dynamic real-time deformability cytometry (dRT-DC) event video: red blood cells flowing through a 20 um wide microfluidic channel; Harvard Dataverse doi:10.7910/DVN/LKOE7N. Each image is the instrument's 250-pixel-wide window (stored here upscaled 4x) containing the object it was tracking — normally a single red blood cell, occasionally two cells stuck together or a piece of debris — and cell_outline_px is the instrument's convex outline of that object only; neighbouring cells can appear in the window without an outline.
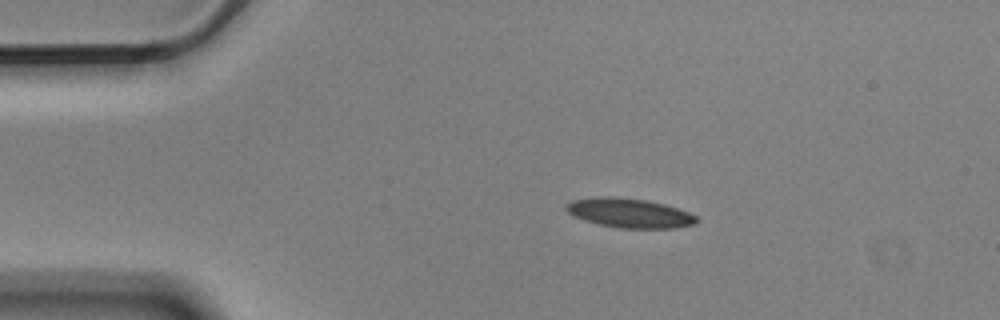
{"species": "Egyptian fruit bat (a non-hibernating species)", "species_latin": "Rousettus aegyptiacus", "temperature_condition": "cold", "stored_images_in_passage": 4, "camera_frame_rate_fps": 3000, "um_per_image_px": 0.085, "animal": {"sex": "male"}, "frame": {"image": 1, "passage_image": 1, "time_ms": 0.0, "image_size_px": [1000, 320], "cell_outline_px": [[700, 220], [696, 224], [676, 228], [620, 228], [600, 224], [584, 220], [568, 212], [564, 208], [572, 200], [596, 196], [616, 196], [644, 200], [664, 204], [688, 212], [696, 216]], "centroid_in_image_um": [53.52, 18.1], "position_along_channel_um": 31.5, "area_um2": 22.25}}
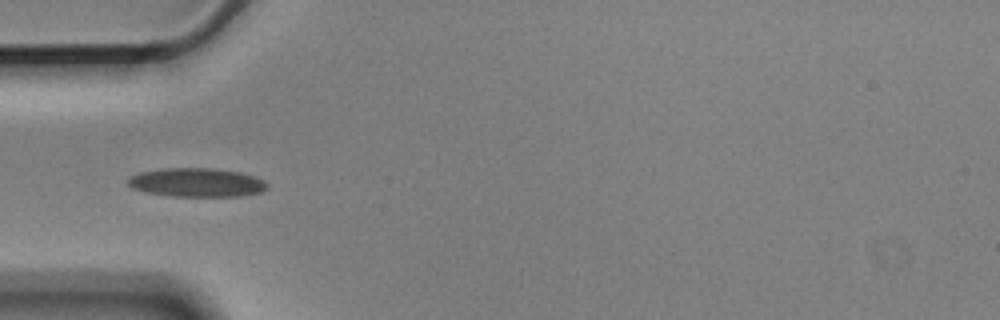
{"frame": {"image": 2, "passage_image": 3, "time_ms": 0.667, "image_size_px": [1000, 320], "cell_outline_px": [[268, 188], [260, 192], [240, 196], [172, 196], [148, 192], [132, 188], [128, 184], [128, 180], [132, 176], [140, 172], [164, 168], [212, 168], [240, 172], [256, 176], [264, 180], [268, 184]], "centroid_in_image_um": [16.77, 15.5], "position_along_channel_um": 68.2, "area_um2": 23.29}}
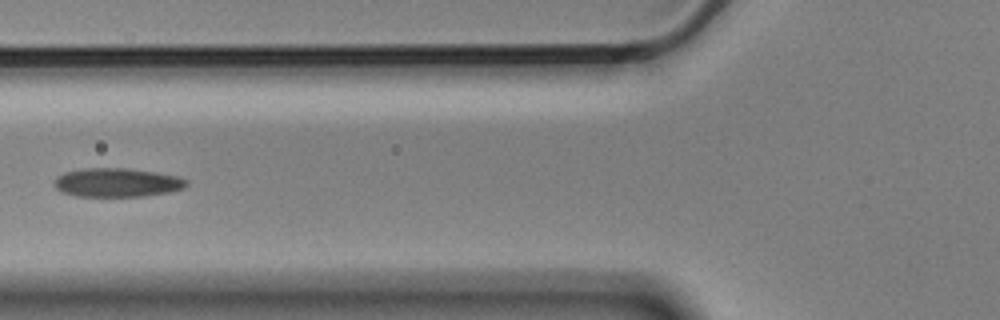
{"frame": {"image": 3, "passage_image": 4, "time_ms": 1.0, "image_size_px": [1000, 320], "cell_outline_px": [[188, 184], [184, 188], [168, 192], [144, 196], [76, 196], [60, 192], [52, 184], [56, 176], [64, 172], [84, 168], [128, 168], [156, 172], [180, 176], [188, 180]], "centroid_in_image_um": [9.93, 15.51], "position_along_channel_um": 115.9, "area_um2": 22.48}}